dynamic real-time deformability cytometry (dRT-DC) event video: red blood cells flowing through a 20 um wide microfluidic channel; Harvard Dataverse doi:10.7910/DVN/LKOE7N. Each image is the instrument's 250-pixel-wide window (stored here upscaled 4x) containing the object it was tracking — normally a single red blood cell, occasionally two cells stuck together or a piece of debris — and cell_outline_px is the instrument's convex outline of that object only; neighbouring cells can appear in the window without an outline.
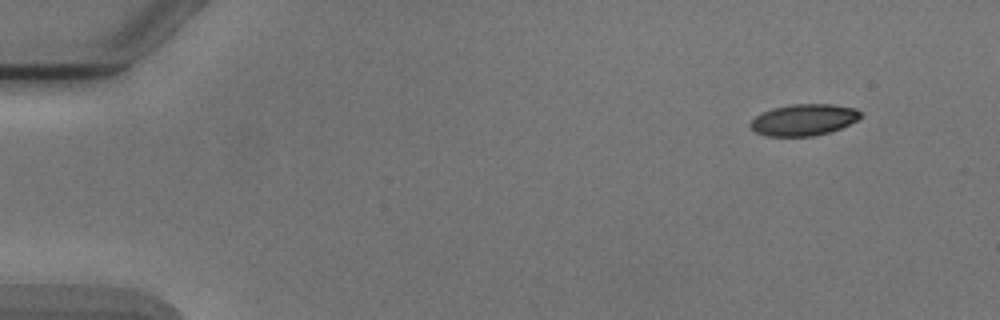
{"species": "Egyptian fruit bat (a non-hibernating species)", "species_latin": "Rousettus aegyptiacus", "temperature_condition": "cold", "stored_images_in_passage": 4, "camera_frame_rate_fps": 3000, "um_per_image_px": 0.085, "animal": {"sex": "male"}, "frame": {"image": 1, "passage_image": 1, "time_ms": 0.0, "image_size_px": [1000, 320], "cell_outline_px": [[860, 116], [856, 120], [840, 128], [828, 132], [812, 136], [764, 136], [756, 132], [748, 124], [756, 116], [772, 108], [792, 104], [832, 104], [856, 108], [860, 112]], "centroid_in_image_um": [68.29, 10.18], "position_along_channel_um": 16.7, "area_um2": 20.0}}
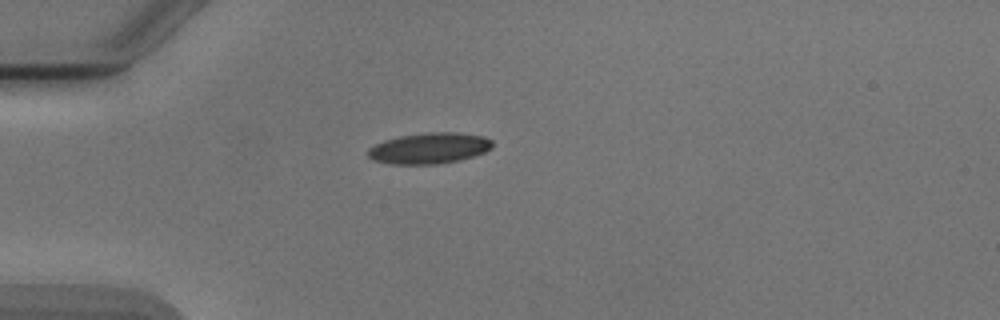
{"frame": {"image": 2, "passage_image": 4, "time_ms": 3.333, "image_size_px": [1000, 320], "cell_outline_px": [[492, 148], [484, 152], [460, 160], [436, 164], [392, 164], [372, 160], [368, 156], [368, 148], [384, 140], [400, 136], [424, 132], [456, 132], [484, 136], [492, 140]], "centroid_in_image_um": [36.48, 12.59], "position_along_channel_um": 48.5, "area_um2": 22.48}}